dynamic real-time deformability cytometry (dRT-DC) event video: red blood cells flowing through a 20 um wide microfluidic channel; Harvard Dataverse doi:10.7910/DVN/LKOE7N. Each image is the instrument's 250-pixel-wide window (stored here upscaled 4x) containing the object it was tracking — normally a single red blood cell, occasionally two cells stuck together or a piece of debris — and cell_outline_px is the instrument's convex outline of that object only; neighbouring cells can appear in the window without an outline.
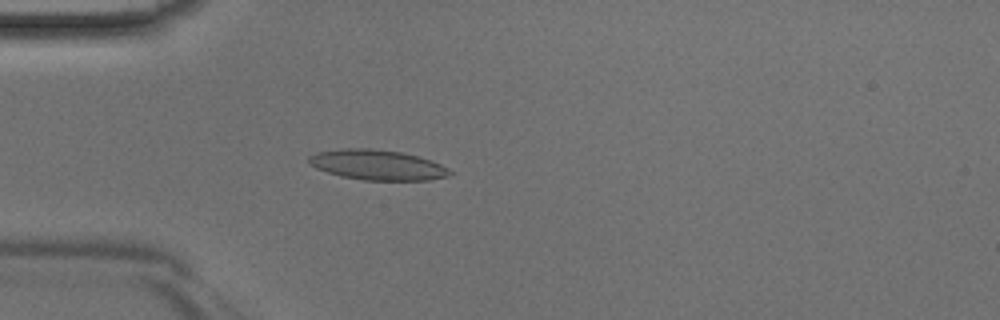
{"species": "Egyptian fruit bat (a non-hibernating species)", "species_latin": "Rousettus aegyptiacus", "temperature_condition": "room temperature", "stored_images_in_passage": 44, "camera_frame_rate_fps": 3000, "um_per_image_px": 0.085, "animal": {"sex": "male"}, "frame": {"image": 1, "passage_image": 12, "time_ms": 3.667, "image_size_px": [1000, 320], "cell_outline_px": [[452, 172], [448, 176], [428, 180], [364, 180], [340, 176], [316, 168], [308, 164], [308, 156], [316, 152], [340, 148], [372, 148], [400, 152], [432, 160], [448, 168]], "centroid_in_image_um": [32.03, 14.01], "position_along_channel_um": 53.0, "area_um2": 24.85}}
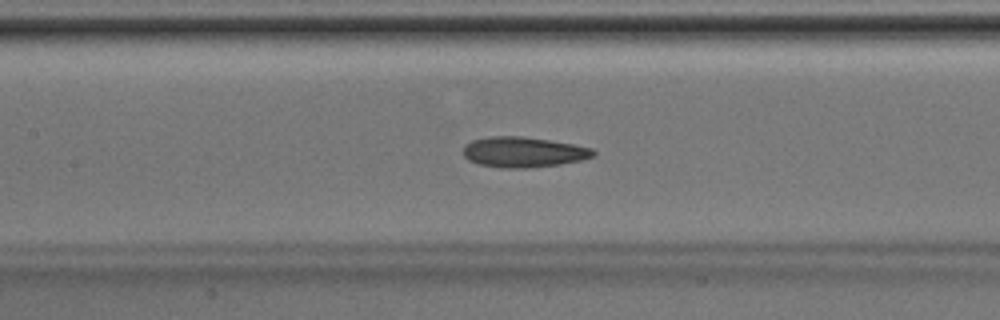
{"frame": {"image": 2, "passage_image": 20, "time_ms": 6.333, "image_size_px": [1000, 320], "cell_outline_px": [[596, 156], [580, 160], [560, 164], [528, 168], [504, 168], [480, 164], [468, 160], [464, 156], [464, 144], [472, 140], [488, 136], [520, 136], [548, 140], [572, 144], [592, 148], [596, 152]], "centroid_in_image_um": [44.48, 12.92], "position_along_channel_um": 162.9, "area_um2": 23.0}}
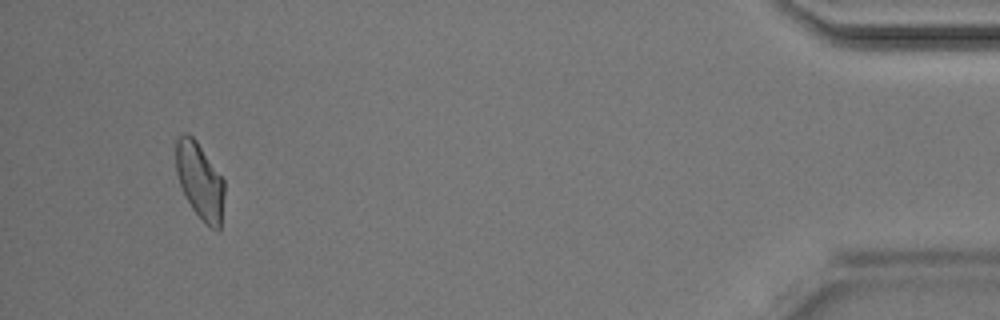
{"frame": {"image": 3, "passage_image": 42, "time_ms": 13.667, "image_size_px": [1000, 320], "cell_outline_px": [[224, 196], [220, 228], [216, 232], [204, 224], [192, 208], [184, 196], [176, 172], [176, 140], [184, 132], [188, 132], [196, 140], [224, 180]], "centroid_in_image_um": [16.98, 15.4], "position_along_channel_um": 418.2, "area_um2": 21.68}}